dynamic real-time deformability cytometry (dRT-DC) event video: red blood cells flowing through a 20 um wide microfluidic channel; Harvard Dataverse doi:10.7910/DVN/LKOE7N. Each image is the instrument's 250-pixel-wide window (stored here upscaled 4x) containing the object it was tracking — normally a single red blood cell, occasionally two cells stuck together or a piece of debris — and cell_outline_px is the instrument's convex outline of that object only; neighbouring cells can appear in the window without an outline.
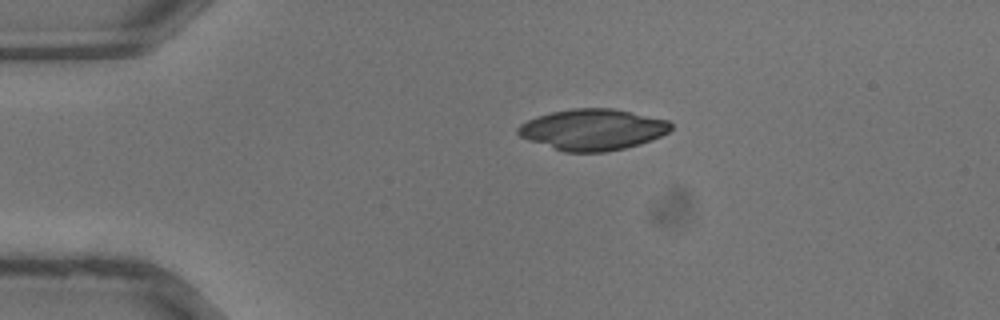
{"species": "common noctule bat (a hibernating species)", "species_latin": "Nyctalus noctula", "temperature_condition": "warm", "stored_images_in_passage": 11, "camera_frame_rate_fps": 3000, "um_per_image_px": 0.085, "animal": {"sex": "male", "body_mass_g": 13.3}, "frame": {"image": 1, "passage_image": 1, "time_ms": 0.0, "image_size_px": [1000, 320], "cell_outline_px": [[672, 128], [668, 132], [652, 140], [640, 144], [624, 148], [604, 152], [564, 152], [528, 140], [520, 136], [516, 132], [516, 128], [520, 124], [536, 116], [552, 112], [572, 108], [612, 108], [668, 120], [672, 124]], "centroid_in_image_um": [50.36, 11.01], "position_along_channel_um": 34.6, "area_um2": 36.65}}